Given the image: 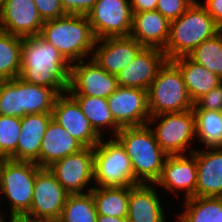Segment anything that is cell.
Wrapping results in <instances>:
<instances>
[{
    "instance_id": "6da1fadb",
    "label": "cell",
    "mask_w": 222,
    "mask_h": 222,
    "mask_svg": "<svg viewBox=\"0 0 222 222\" xmlns=\"http://www.w3.org/2000/svg\"><path fill=\"white\" fill-rule=\"evenodd\" d=\"M71 64L41 36L23 38L20 78L28 83L53 88L58 94L70 86Z\"/></svg>"
},
{
    "instance_id": "7a4b0ae2",
    "label": "cell",
    "mask_w": 222,
    "mask_h": 222,
    "mask_svg": "<svg viewBox=\"0 0 222 222\" xmlns=\"http://www.w3.org/2000/svg\"><path fill=\"white\" fill-rule=\"evenodd\" d=\"M115 138L125 148L135 179L149 184L160 178L167 154L156 141L150 126L123 127ZM142 177V178H141ZM147 181V182H146Z\"/></svg>"
},
{
    "instance_id": "3957f363",
    "label": "cell",
    "mask_w": 222,
    "mask_h": 222,
    "mask_svg": "<svg viewBox=\"0 0 222 222\" xmlns=\"http://www.w3.org/2000/svg\"><path fill=\"white\" fill-rule=\"evenodd\" d=\"M39 36L60 51L68 62H79L92 54L96 37L87 16L66 14L44 21Z\"/></svg>"
},
{
    "instance_id": "277c9868",
    "label": "cell",
    "mask_w": 222,
    "mask_h": 222,
    "mask_svg": "<svg viewBox=\"0 0 222 222\" xmlns=\"http://www.w3.org/2000/svg\"><path fill=\"white\" fill-rule=\"evenodd\" d=\"M222 28L197 0L177 19L170 21L169 38L163 50L167 60L187 56Z\"/></svg>"
},
{
    "instance_id": "5b68a950",
    "label": "cell",
    "mask_w": 222,
    "mask_h": 222,
    "mask_svg": "<svg viewBox=\"0 0 222 222\" xmlns=\"http://www.w3.org/2000/svg\"><path fill=\"white\" fill-rule=\"evenodd\" d=\"M150 116L177 113L193 108L179 68L167 60L147 90Z\"/></svg>"
},
{
    "instance_id": "8992f818",
    "label": "cell",
    "mask_w": 222,
    "mask_h": 222,
    "mask_svg": "<svg viewBox=\"0 0 222 222\" xmlns=\"http://www.w3.org/2000/svg\"><path fill=\"white\" fill-rule=\"evenodd\" d=\"M35 162L0 159V192L11 202V215L25 216L30 208L37 173Z\"/></svg>"
},
{
    "instance_id": "52a82bcc",
    "label": "cell",
    "mask_w": 222,
    "mask_h": 222,
    "mask_svg": "<svg viewBox=\"0 0 222 222\" xmlns=\"http://www.w3.org/2000/svg\"><path fill=\"white\" fill-rule=\"evenodd\" d=\"M93 148L94 179L98 187H122L140 184L134 177L125 148L116 138L102 141Z\"/></svg>"
},
{
    "instance_id": "ba28073f",
    "label": "cell",
    "mask_w": 222,
    "mask_h": 222,
    "mask_svg": "<svg viewBox=\"0 0 222 222\" xmlns=\"http://www.w3.org/2000/svg\"><path fill=\"white\" fill-rule=\"evenodd\" d=\"M158 119L159 124L153 132L162 150L167 155L185 154L187 146L196 136L193 110L151 116L148 123Z\"/></svg>"
},
{
    "instance_id": "9c48e42d",
    "label": "cell",
    "mask_w": 222,
    "mask_h": 222,
    "mask_svg": "<svg viewBox=\"0 0 222 222\" xmlns=\"http://www.w3.org/2000/svg\"><path fill=\"white\" fill-rule=\"evenodd\" d=\"M86 16L96 39L130 35L133 12L129 0H98Z\"/></svg>"
},
{
    "instance_id": "30bf717a",
    "label": "cell",
    "mask_w": 222,
    "mask_h": 222,
    "mask_svg": "<svg viewBox=\"0 0 222 222\" xmlns=\"http://www.w3.org/2000/svg\"><path fill=\"white\" fill-rule=\"evenodd\" d=\"M68 195L56 177L42 168L35 177L31 208L25 216L34 221L60 219Z\"/></svg>"
},
{
    "instance_id": "8fae6325",
    "label": "cell",
    "mask_w": 222,
    "mask_h": 222,
    "mask_svg": "<svg viewBox=\"0 0 222 222\" xmlns=\"http://www.w3.org/2000/svg\"><path fill=\"white\" fill-rule=\"evenodd\" d=\"M85 63L81 60L71 63L70 86L71 96H92L108 98L118 87L117 76L101 68L93 58Z\"/></svg>"
},
{
    "instance_id": "7c38bea8",
    "label": "cell",
    "mask_w": 222,
    "mask_h": 222,
    "mask_svg": "<svg viewBox=\"0 0 222 222\" xmlns=\"http://www.w3.org/2000/svg\"><path fill=\"white\" fill-rule=\"evenodd\" d=\"M47 169L68 194H84V187L94 179L93 148L85 147L75 154L54 161Z\"/></svg>"
},
{
    "instance_id": "4fadbf2b",
    "label": "cell",
    "mask_w": 222,
    "mask_h": 222,
    "mask_svg": "<svg viewBox=\"0 0 222 222\" xmlns=\"http://www.w3.org/2000/svg\"><path fill=\"white\" fill-rule=\"evenodd\" d=\"M107 101L114 120L121 128L148 124L151 116L146 90L119 86Z\"/></svg>"
},
{
    "instance_id": "5bb4252c",
    "label": "cell",
    "mask_w": 222,
    "mask_h": 222,
    "mask_svg": "<svg viewBox=\"0 0 222 222\" xmlns=\"http://www.w3.org/2000/svg\"><path fill=\"white\" fill-rule=\"evenodd\" d=\"M52 119L84 147L94 148L102 138L92 128L78 102L68 92L61 93L56 98Z\"/></svg>"
},
{
    "instance_id": "9a60e30c",
    "label": "cell",
    "mask_w": 222,
    "mask_h": 222,
    "mask_svg": "<svg viewBox=\"0 0 222 222\" xmlns=\"http://www.w3.org/2000/svg\"><path fill=\"white\" fill-rule=\"evenodd\" d=\"M94 47L96 49L92 52L93 60L113 75L121 72L144 48L141 43L130 36L96 39Z\"/></svg>"
},
{
    "instance_id": "2e32d148",
    "label": "cell",
    "mask_w": 222,
    "mask_h": 222,
    "mask_svg": "<svg viewBox=\"0 0 222 222\" xmlns=\"http://www.w3.org/2000/svg\"><path fill=\"white\" fill-rule=\"evenodd\" d=\"M43 24L33 0H6L0 8V29L14 36L39 35Z\"/></svg>"
},
{
    "instance_id": "e0dca14e",
    "label": "cell",
    "mask_w": 222,
    "mask_h": 222,
    "mask_svg": "<svg viewBox=\"0 0 222 222\" xmlns=\"http://www.w3.org/2000/svg\"><path fill=\"white\" fill-rule=\"evenodd\" d=\"M166 61L162 49L144 47L136 58L116 75L118 85L147 91Z\"/></svg>"
},
{
    "instance_id": "ac0fdd59",
    "label": "cell",
    "mask_w": 222,
    "mask_h": 222,
    "mask_svg": "<svg viewBox=\"0 0 222 222\" xmlns=\"http://www.w3.org/2000/svg\"><path fill=\"white\" fill-rule=\"evenodd\" d=\"M191 156L184 155H168L160 178L155 182L165 189H169L173 193L179 190H186L185 199L196 196L197 185V164L196 151L191 150Z\"/></svg>"
},
{
    "instance_id": "d6986e66",
    "label": "cell",
    "mask_w": 222,
    "mask_h": 222,
    "mask_svg": "<svg viewBox=\"0 0 222 222\" xmlns=\"http://www.w3.org/2000/svg\"><path fill=\"white\" fill-rule=\"evenodd\" d=\"M170 21L159 11L133 12L130 37L144 47L165 49L169 38Z\"/></svg>"
},
{
    "instance_id": "ffe728a7",
    "label": "cell",
    "mask_w": 222,
    "mask_h": 222,
    "mask_svg": "<svg viewBox=\"0 0 222 222\" xmlns=\"http://www.w3.org/2000/svg\"><path fill=\"white\" fill-rule=\"evenodd\" d=\"M51 119L52 113L26 114L21 118L16 161H31L40 167V147Z\"/></svg>"
},
{
    "instance_id": "44dd1931",
    "label": "cell",
    "mask_w": 222,
    "mask_h": 222,
    "mask_svg": "<svg viewBox=\"0 0 222 222\" xmlns=\"http://www.w3.org/2000/svg\"><path fill=\"white\" fill-rule=\"evenodd\" d=\"M208 150L196 149V197H222V147Z\"/></svg>"
},
{
    "instance_id": "7402d4cb",
    "label": "cell",
    "mask_w": 222,
    "mask_h": 222,
    "mask_svg": "<svg viewBox=\"0 0 222 222\" xmlns=\"http://www.w3.org/2000/svg\"><path fill=\"white\" fill-rule=\"evenodd\" d=\"M154 185L129 186L128 222H166Z\"/></svg>"
},
{
    "instance_id": "603a6c76",
    "label": "cell",
    "mask_w": 222,
    "mask_h": 222,
    "mask_svg": "<svg viewBox=\"0 0 222 222\" xmlns=\"http://www.w3.org/2000/svg\"><path fill=\"white\" fill-rule=\"evenodd\" d=\"M83 148L85 147L78 140L51 119L40 147V167L47 168L54 161L75 154Z\"/></svg>"
},
{
    "instance_id": "cb8c5ba5",
    "label": "cell",
    "mask_w": 222,
    "mask_h": 222,
    "mask_svg": "<svg viewBox=\"0 0 222 222\" xmlns=\"http://www.w3.org/2000/svg\"><path fill=\"white\" fill-rule=\"evenodd\" d=\"M171 61L179 68L193 103L222 84V78L188 56L177 57Z\"/></svg>"
},
{
    "instance_id": "d4e9b609",
    "label": "cell",
    "mask_w": 222,
    "mask_h": 222,
    "mask_svg": "<svg viewBox=\"0 0 222 222\" xmlns=\"http://www.w3.org/2000/svg\"><path fill=\"white\" fill-rule=\"evenodd\" d=\"M98 215L127 217L129 186L93 187L90 190Z\"/></svg>"
},
{
    "instance_id": "484cf974",
    "label": "cell",
    "mask_w": 222,
    "mask_h": 222,
    "mask_svg": "<svg viewBox=\"0 0 222 222\" xmlns=\"http://www.w3.org/2000/svg\"><path fill=\"white\" fill-rule=\"evenodd\" d=\"M79 104L83 114L89 120L90 125L95 132L101 136V127H112L114 135L118 133L121 127L116 123L109 109L107 98L92 96H72Z\"/></svg>"
},
{
    "instance_id": "4316f807",
    "label": "cell",
    "mask_w": 222,
    "mask_h": 222,
    "mask_svg": "<svg viewBox=\"0 0 222 222\" xmlns=\"http://www.w3.org/2000/svg\"><path fill=\"white\" fill-rule=\"evenodd\" d=\"M58 93L53 88L25 82L21 79V108L26 114L52 113Z\"/></svg>"
},
{
    "instance_id": "83f0119b",
    "label": "cell",
    "mask_w": 222,
    "mask_h": 222,
    "mask_svg": "<svg viewBox=\"0 0 222 222\" xmlns=\"http://www.w3.org/2000/svg\"><path fill=\"white\" fill-rule=\"evenodd\" d=\"M23 38L0 29V81L20 76Z\"/></svg>"
},
{
    "instance_id": "f1b7e54d",
    "label": "cell",
    "mask_w": 222,
    "mask_h": 222,
    "mask_svg": "<svg viewBox=\"0 0 222 222\" xmlns=\"http://www.w3.org/2000/svg\"><path fill=\"white\" fill-rule=\"evenodd\" d=\"M195 135L205 148L222 147V111L193 110Z\"/></svg>"
},
{
    "instance_id": "f546056e",
    "label": "cell",
    "mask_w": 222,
    "mask_h": 222,
    "mask_svg": "<svg viewBox=\"0 0 222 222\" xmlns=\"http://www.w3.org/2000/svg\"><path fill=\"white\" fill-rule=\"evenodd\" d=\"M180 222H219L220 197H190L184 200Z\"/></svg>"
},
{
    "instance_id": "4dcf8cb0",
    "label": "cell",
    "mask_w": 222,
    "mask_h": 222,
    "mask_svg": "<svg viewBox=\"0 0 222 222\" xmlns=\"http://www.w3.org/2000/svg\"><path fill=\"white\" fill-rule=\"evenodd\" d=\"M88 188L86 194H69L62 214L61 222H96L98 213L95 203Z\"/></svg>"
},
{
    "instance_id": "1f68e13d",
    "label": "cell",
    "mask_w": 222,
    "mask_h": 222,
    "mask_svg": "<svg viewBox=\"0 0 222 222\" xmlns=\"http://www.w3.org/2000/svg\"><path fill=\"white\" fill-rule=\"evenodd\" d=\"M187 56L222 78V30L203 41Z\"/></svg>"
},
{
    "instance_id": "d6a6232c",
    "label": "cell",
    "mask_w": 222,
    "mask_h": 222,
    "mask_svg": "<svg viewBox=\"0 0 222 222\" xmlns=\"http://www.w3.org/2000/svg\"><path fill=\"white\" fill-rule=\"evenodd\" d=\"M21 118L0 115V159L16 160Z\"/></svg>"
},
{
    "instance_id": "836d02e7",
    "label": "cell",
    "mask_w": 222,
    "mask_h": 222,
    "mask_svg": "<svg viewBox=\"0 0 222 222\" xmlns=\"http://www.w3.org/2000/svg\"><path fill=\"white\" fill-rule=\"evenodd\" d=\"M0 115L23 117L20 77L0 81Z\"/></svg>"
},
{
    "instance_id": "e575fe53",
    "label": "cell",
    "mask_w": 222,
    "mask_h": 222,
    "mask_svg": "<svg viewBox=\"0 0 222 222\" xmlns=\"http://www.w3.org/2000/svg\"><path fill=\"white\" fill-rule=\"evenodd\" d=\"M195 0H158L156 11H159L169 21L182 15Z\"/></svg>"
},
{
    "instance_id": "d590c367",
    "label": "cell",
    "mask_w": 222,
    "mask_h": 222,
    "mask_svg": "<svg viewBox=\"0 0 222 222\" xmlns=\"http://www.w3.org/2000/svg\"><path fill=\"white\" fill-rule=\"evenodd\" d=\"M192 110L222 111V84L199 98L194 103Z\"/></svg>"
},
{
    "instance_id": "8d00e7d4",
    "label": "cell",
    "mask_w": 222,
    "mask_h": 222,
    "mask_svg": "<svg viewBox=\"0 0 222 222\" xmlns=\"http://www.w3.org/2000/svg\"><path fill=\"white\" fill-rule=\"evenodd\" d=\"M43 21L65 16L61 0H33Z\"/></svg>"
},
{
    "instance_id": "74e56055",
    "label": "cell",
    "mask_w": 222,
    "mask_h": 222,
    "mask_svg": "<svg viewBox=\"0 0 222 222\" xmlns=\"http://www.w3.org/2000/svg\"><path fill=\"white\" fill-rule=\"evenodd\" d=\"M98 0H61L66 14L86 16Z\"/></svg>"
},
{
    "instance_id": "f35d334b",
    "label": "cell",
    "mask_w": 222,
    "mask_h": 222,
    "mask_svg": "<svg viewBox=\"0 0 222 222\" xmlns=\"http://www.w3.org/2000/svg\"><path fill=\"white\" fill-rule=\"evenodd\" d=\"M213 20L222 28V0H206L203 5Z\"/></svg>"
},
{
    "instance_id": "ab89813d",
    "label": "cell",
    "mask_w": 222,
    "mask_h": 222,
    "mask_svg": "<svg viewBox=\"0 0 222 222\" xmlns=\"http://www.w3.org/2000/svg\"><path fill=\"white\" fill-rule=\"evenodd\" d=\"M132 12L156 10L158 0H129Z\"/></svg>"
},
{
    "instance_id": "60d3db41",
    "label": "cell",
    "mask_w": 222,
    "mask_h": 222,
    "mask_svg": "<svg viewBox=\"0 0 222 222\" xmlns=\"http://www.w3.org/2000/svg\"><path fill=\"white\" fill-rule=\"evenodd\" d=\"M96 222H128L127 217H112L106 215H98Z\"/></svg>"
},
{
    "instance_id": "b9f144b4",
    "label": "cell",
    "mask_w": 222,
    "mask_h": 222,
    "mask_svg": "<svg viewBox=\"0 0 222 222\" xmlns=\"http://www.w3.org/2000/svg\"><path fill=\"white\" fill-rule=\"evenodd\" d=\"M10 222H36L31 218L21 215H11Z\"/></svg>"
},
{
    "instance_id": "7bdbcfd3",
    "label": "cell",
    "mask_w": 222,
    "mask_h": 222,
    "mask_svg": "<svg viewBox=\"0 0 222 222\" xmlns=\"http://www.w3.org/2000/svg\"><path fill=\"white\" fill-rule=\"evenodd\" d=\"M36 222H61L59 219H51V220H39Z\"/></svg>"
},
{
    "instance_id": "ee69618b",
    "label": "cell",
    "mask_w": 222,
    "mask_h": 222,
    "mask_svg": "<svg viewBox=\"0 0 222 222\" xmlns=\"http://www.w3.org/2000/svg\"><path fill=\"white\" fill-rule=\"evenodd\" d=\"M219 222H222V197H220V220Z\"/></svg>"
},
{
    "instance_id": "f6af8a7d",
    "label": "cell",
    "mask_w": 222,
    "mask_h": 222,
    "mask_svg": "<svg viewBox=\"0 0 222 222\" xmlns=\"http://www.w3.org/2000/svg\"><path fill=\"white\" fill-rule=\"evenodd\" d=\"M6 3V0H0V8Z\"/></svg>"
},
{
    "instance_id": "bcb514c9",
    "label": "cell",
    "mask_w": 222,
    "mask_h": 222,
    "mask_svg": "<svg viewBox=\"0 0 222 222\" xmlns=\"http://www.w3.org/2000/svg\"><path fill=\"white\" fill-rule=\"evenodd\" d=\"M4 217L0 214V222H4Z\"/></svg>"
}]
</instances>
